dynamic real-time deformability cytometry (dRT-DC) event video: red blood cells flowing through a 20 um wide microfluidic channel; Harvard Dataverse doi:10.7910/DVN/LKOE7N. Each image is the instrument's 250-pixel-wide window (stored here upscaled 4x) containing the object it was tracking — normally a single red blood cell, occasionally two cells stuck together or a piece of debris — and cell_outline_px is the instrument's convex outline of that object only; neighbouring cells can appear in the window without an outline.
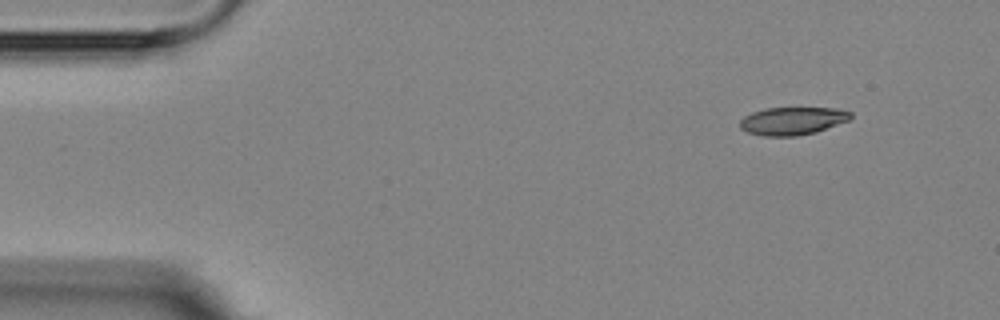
{"species": "Egyptian fruit bat (a non-hibernating species)", "species_latin": "Rousettus aegyptiacus", "temperature_condition": "room temperature", "stored_images_in_passage": 5, "camera_frame_rate_fps": 3000, "um_per_image_px": 0.085, "animal": {"sex": "female"}, "frame": {"image": 1, "passage_image": 1, "time_ms": 0.0, "image_size_px": [1000, 320], "cell_outline_px": [[852, 116], [848, 120], [816, 132], [796, 136], [764, 136], [748, 132], [740, 128], [740, 120], [744, 116], [752, 112], [764, 108], [836, 108], [852, 112]], "centroid_in_image_um": [67.34, 10.27], "position_along_channel_um": 17.7, "area_um2": 17.92}}
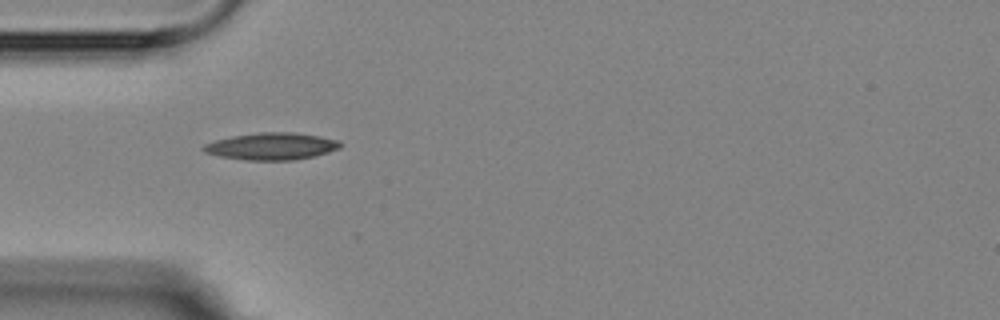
{"frame": {"image": 2, "passage_image": 4, "time_ms": 3.667, "image_size_px": [1000, 320], "cell_outline_px": [[340, 148], [316, 156], [292, 160], [244, 160], [220, 156], [204, 152], [200, 148], [204, 144], [216, 140], [232, 136], [260, 132], [292, 132], [320, 136], [340, 140]], "centroid_in_image_um": [23.08, 12.43], "position_along_channel_um": 61.9, "area_um2": 21.62}}
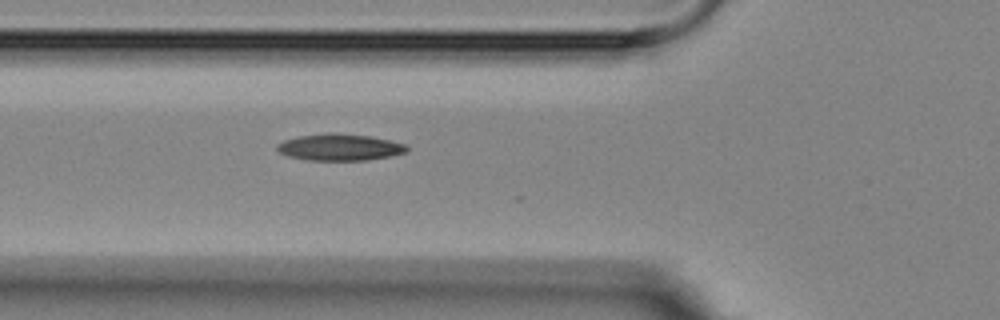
{"frame": {"image": 3, "passage_image": 5, "time_ms": 4.667, "image_size_px": [1000, 320], "cell_outline_px": [[408, 152], [388, 156], [364, 160], [308, 160], [288, 156], [280, 152], [276, 148], [276, 144], [284, 140], [296, 136], [328, 132], [336, 132], [372, 136], [408, 144]], "centroid_in_image_um": [28.88, 12.49], "position_along_channel_um": 96.9, "area_um2": 20.4}}